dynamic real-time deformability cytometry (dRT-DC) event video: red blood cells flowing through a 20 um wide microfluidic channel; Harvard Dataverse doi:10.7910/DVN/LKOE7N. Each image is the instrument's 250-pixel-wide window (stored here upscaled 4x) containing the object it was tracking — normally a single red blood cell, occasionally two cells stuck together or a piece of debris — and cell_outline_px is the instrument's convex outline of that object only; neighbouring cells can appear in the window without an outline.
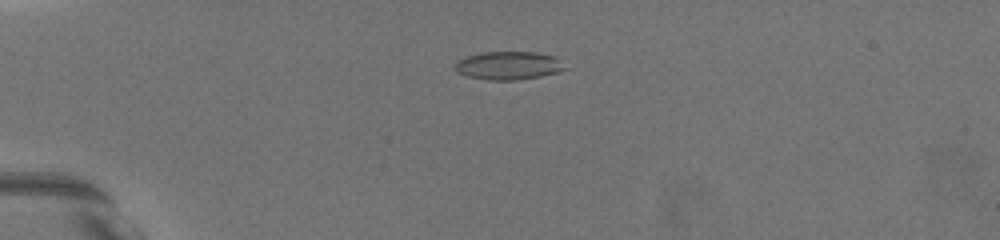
{"species": "common noctule bat (a hibernating species)", "species_latin": "Nyctalus noctula", "temperature_condition": "warm", "stored_images_in_passage": 45, "camera_frame_rate_fps": 3000, "um_per_image_px": 0.085, "animal": {"sex": "female", "body_mass_g": 19.5, "forearm_length_mm": 54.1}, "frame": {"image": 1, "passage_image": 36, "time_ms": 5.0, "image_size_px": [1000, 240], "cell_outline_px": [[568, 68], [556, 72], [540, 76], [516, 80], [488, 80], [468, 76], [456, 72], [452, 68], [456, 60], [464, 56], [480, 52], [536, 52], [556, 56]], "centroid_in_image_um": [43.17, 5.56], "position_along_channel_um": 41.8, "area_um2": 18.38}}